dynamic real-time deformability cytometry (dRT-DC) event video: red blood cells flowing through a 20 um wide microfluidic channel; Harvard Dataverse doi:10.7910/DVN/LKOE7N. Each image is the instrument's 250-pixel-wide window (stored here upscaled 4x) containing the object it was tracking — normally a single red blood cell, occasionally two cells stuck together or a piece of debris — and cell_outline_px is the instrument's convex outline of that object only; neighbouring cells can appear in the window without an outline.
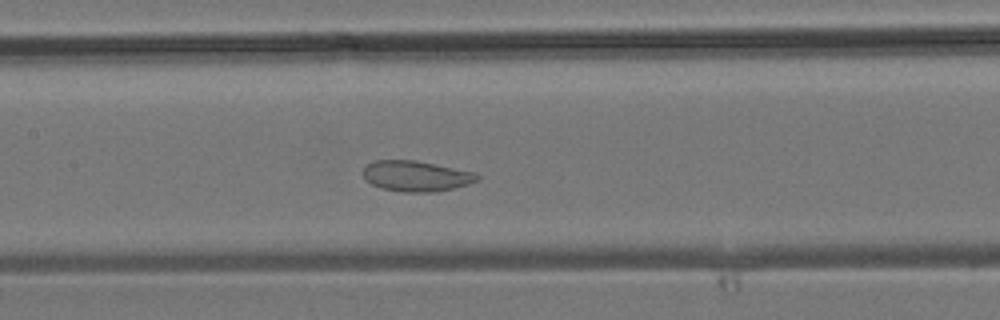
{"species": "common noctule bat (a hibernating species)", "species_latin": "Nyctalus noctula", "temperature_condition": "room temperature", "stored_images_in_passage": 34, "camera_frame_rate_fps": 3000, "um_per_image_px": 0.085, "animal": {"sex": "male", "body_mass_g": 19.2, "forearm_length_mm": 51.8}, "frame": {"image": 1, "passage_image": 12, "time_ms": 3.667, "image_size_px": [1000, 320], "cell_outline_px": [[480, 180], [468, 184], [436, 192], [404, 192], [380, 188], [364, 180], [364, 168], [372, 160], [416, 160], [476, 172], [480, 176]], "centroid_in_image_um": [35.38, 14.96], "position_along_channel_um": 172.0, "area_um2": 20.52}}
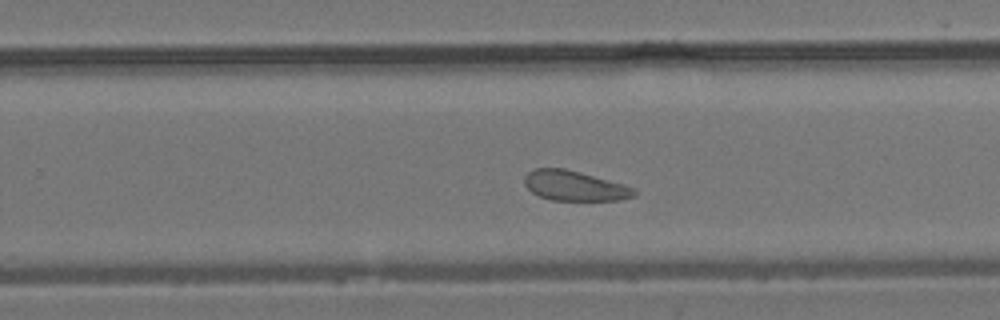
{"frame": {"image": 2, "passage_image": 19, "time_ms": 6.0, "image_size_px": [1000, 320], "cell_outline_px": [[636, 196], [620, 200], [552, 200], [540, 196], [532, 192], [524, 184], [524, 176], [528, 172], [536, 168], [564, 168], [580, 172], [624, 184], [636, 188]], "centroid_in_image_um": [48.86, 15.79], "position_along_channel_um": 280.9, "area_um2": 19.19}}
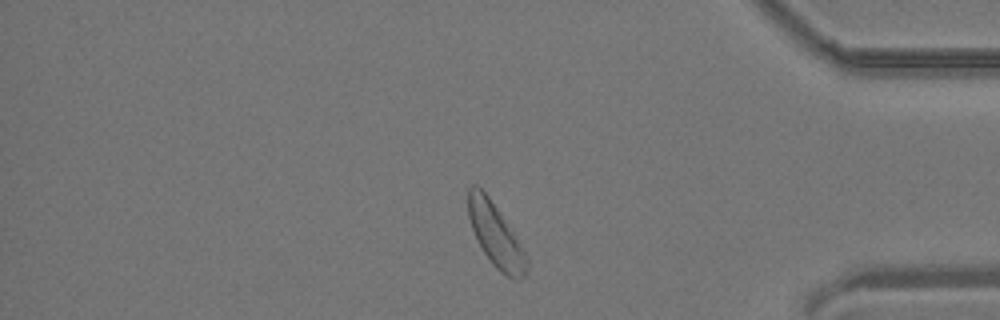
{"frame": {"image": 3, "passage_image": 28, "time_ms": 9.0, "image_size_px": [1000, 320], "cell_outline_px": [[528, 268], [524, 276], [516, 280], [500, 272], [492, 264], [484, 252], [472, 228], [468, 216], [468, 188], [472, 184], [476, 184], [488, 196], [528, 256]], "centroid_in_image_um": [42.13, 20.01], "position_along_channel_um": 393.1, "area_um2": 20.98}}